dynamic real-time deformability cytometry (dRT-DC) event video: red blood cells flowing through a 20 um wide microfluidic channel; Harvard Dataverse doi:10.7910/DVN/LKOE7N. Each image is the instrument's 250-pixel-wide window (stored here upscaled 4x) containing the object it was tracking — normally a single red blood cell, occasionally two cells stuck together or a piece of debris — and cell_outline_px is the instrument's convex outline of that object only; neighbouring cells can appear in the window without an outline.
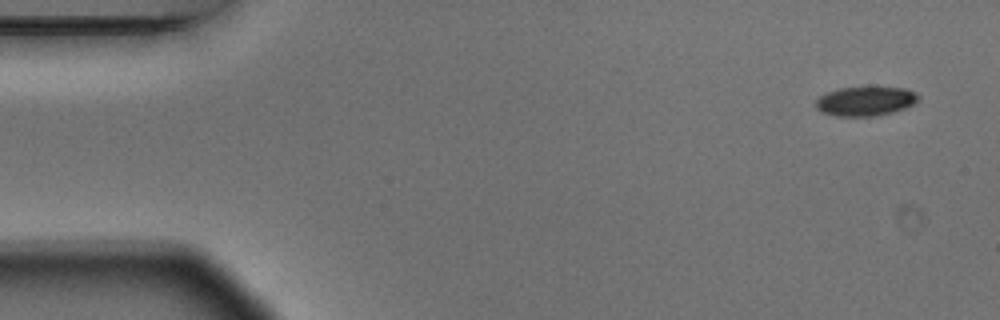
{"species": "Egyptian fruit bat (a non-hibernating species)", "species_latin": "Rousettus aegyptiacus", "temperature_condition": "warm", "stored_images_in_passage": 4, "camera_frame_rate_fps": 3000, "um_per_image_px": 0.085, "animal": {"sex": "male"}, "frame": {"image": 1, "passage_image": 1, "time_ms": 0.0, "image_size_px": [1000, 320], "cell_outline_px": [[920, 100], [916, 104], [892, 112], [872, 116], [836, 116], [820, 112], [816, 108], [816, 100], [820, 96], [828, 92], [840, 88], [904, 88], [916, 92], [920, 96]], "centroid_in_image_um": [73.59, 8.61], "position_along_channel_um": 11.4, "area_um2": 17.4}}
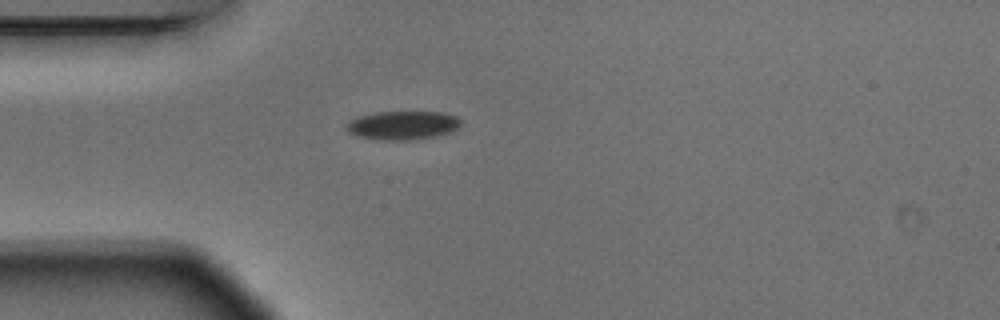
{"frame": {"image": 2, "passage_image": 4, "time_ms": 1.0, "image_size_px": [1000, 320], "cell_outline_px": [[460, 128], [452, 132], [416, 140], [380, 140], [356, 136], [348, 132], [348, 124], [356, 116], [376, 112], [444, 112], [456, 116], [460, 120]], "centroid_in_image_um": [34.26, 10.65], "position_along_channel_um": 50.7, "area_um2": 19.25}}